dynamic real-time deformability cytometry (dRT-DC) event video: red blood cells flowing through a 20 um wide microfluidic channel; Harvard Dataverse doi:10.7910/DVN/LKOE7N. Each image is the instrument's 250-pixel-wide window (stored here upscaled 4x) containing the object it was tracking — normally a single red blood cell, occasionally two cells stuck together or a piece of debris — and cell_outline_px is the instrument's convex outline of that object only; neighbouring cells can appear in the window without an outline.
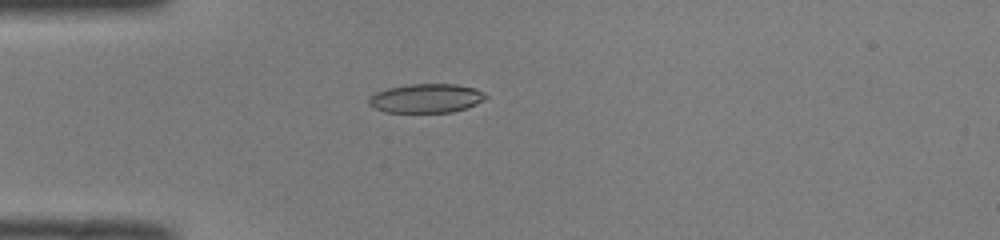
{"species": "common noctule bat (a hibernating species)", "species_latin": "Nyctalus noctula", "temperature_condition": "room temperature", "stored_images_in_passage": 51, "camera_frame_rate_fps": 3000, "um_per_image_px": 0.085, "animal": {"sex": "male", "body_mass_g": 19.0, "forearm_length_mm": 50.8}, "frame": {"image": 1, "passage_image": 15, "time_ms": 4.667, "image_size_px": [1000, 240], "cell_outline_px": [[488, 96], [484, 100], [476, 104], [452, 112], [384, 112], [372, 108], [368, 104], [368, 96], [376, 92], [388, 88], [408, 84], [456, 84], [476, 88], [484, 92]], "centroid_in_image_um": [36.2, 8.35], "position_along_channel_um": 48.8, "area_um2": 19.94}}
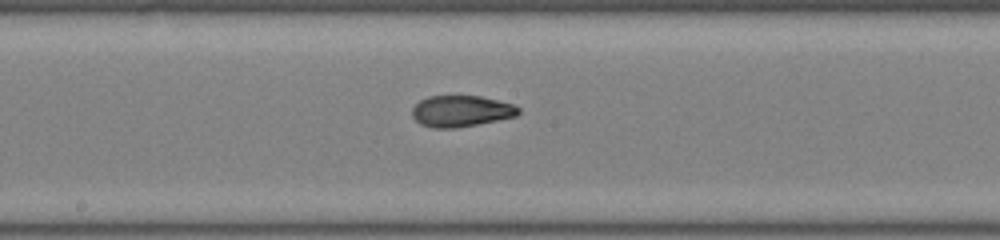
{"frame": {"image": 2, "passage_image": 28, "time_ms": 9.0, "image_size_px": [1000, 240], "cell_outline_px": [[520, 112], [516, 116], [456, 128], [432, 128], [420, 124], [412, 116], [412, 108], [420, 100], [428, 96], [480, 96], [512, 104], [520, 108]], "centroid_in_image_um": [39.16, 9.44], "position_along_channel_um": 209.0, "area_um2": 19.25}}
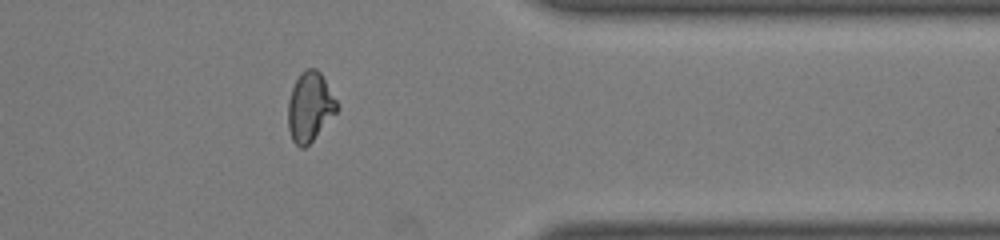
{"frame": {"image": 3, "passage_image": 42, "time_ms": 13.667, "image_size_px": [1000, 240], "cell_outline_px": [[340, 108], [312, 140], [304, 148], [300, 148], [292, 140], [288, 128], [288, 100], [292, 88], [300, 72], [308, 68], [316, 68], [320, 72], [336, 100]], "centroid_in_image_um": [26.32, 9.07], "position_along_channel_um": 385.1, "area_um2": 19.59}, "authors_computed_cell_mechanics": {"area_um2": 19.5942, "velocity_mm_per_s": 4.0325, "shape_relaxation_time_tau1_ms": null, "shape_relaxation_time_tau2_ms": 1.515, "deformation_change_tau1": null, "deformation_change_tau2": 0.0658}}